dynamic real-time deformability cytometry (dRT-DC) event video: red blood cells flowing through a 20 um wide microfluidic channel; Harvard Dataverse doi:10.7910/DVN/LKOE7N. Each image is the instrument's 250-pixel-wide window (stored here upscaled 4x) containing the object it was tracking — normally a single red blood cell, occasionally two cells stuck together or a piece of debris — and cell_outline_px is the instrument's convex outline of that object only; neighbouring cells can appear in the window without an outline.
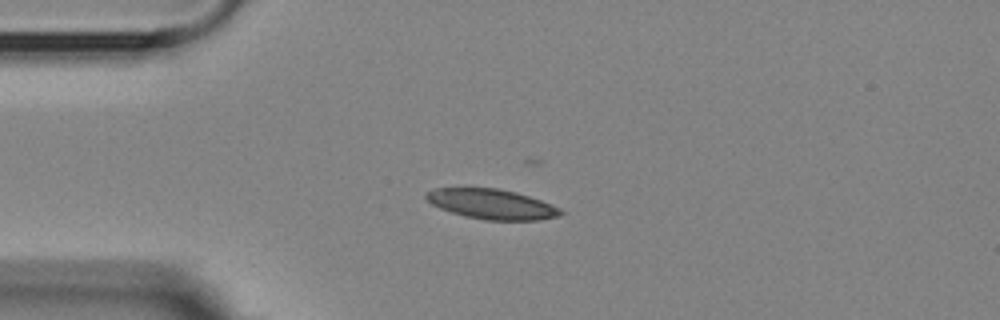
{"species": "Egyptian fruit bat (a non-hibernating species)", "species_latin": "Rousettus aegyptiacus", "temperature_condition": "room temperature", "stored_images_in_passage": 2, "camera_frame_rate_fps": 3000, "um_per_image_px": 0.085, "animal": {"sex": "female"}, "frame": {"image": 1, "passage_image": 1, "time_ms": 0.0, "image_size_px": [1000, 320], "cell_outline_px": [[564, 212], [556, 216], [540, 220], [484, 220], [464, 216], [440, 208], [432, 204], [424, 196], [432, 188], [496, 188], [516, 192], [552, 204], [560, 208]], "centroid_in_image_um": [41.79, 17.35], "position_along_channel_um": 43.2, "area_um2": 23.35}}